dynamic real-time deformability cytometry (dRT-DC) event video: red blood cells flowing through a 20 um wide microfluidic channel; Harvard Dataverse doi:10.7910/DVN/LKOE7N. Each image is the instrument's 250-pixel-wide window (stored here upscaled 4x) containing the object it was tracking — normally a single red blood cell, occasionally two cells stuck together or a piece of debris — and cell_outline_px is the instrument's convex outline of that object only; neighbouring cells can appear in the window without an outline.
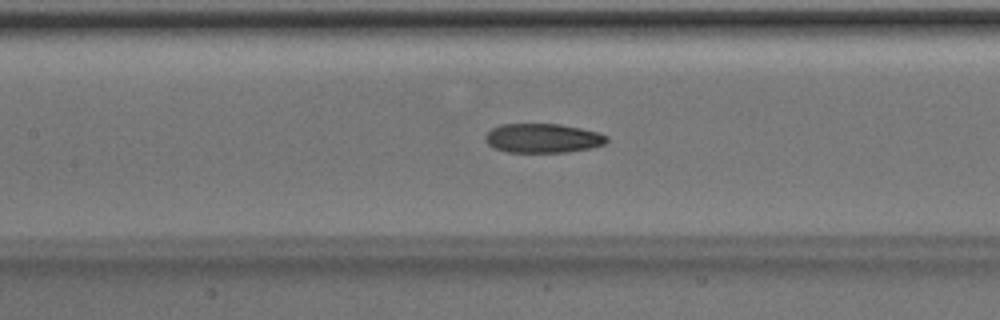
{"species": "Egyptian fruit bat (a non-hibernating species)", "species_latin": "Rousettus aegyptiacus", "temperature_condition": "room temperature", "stored_images_in_passage": 42, "camera_frame_rate_fps": 3000, "um_per_image_px": 0.085, "animal": {"sex": "male"}, "frame": {"image": 1, "passage_image": 22, "time_ms": 7.0, "image_size_px": [1000, 320], "cell_outline_px": [[608, 140], [604, 144], [592, 148], [568, 152], [508, 152], [496, 148], [488, 144], [484, 140], [484, 136], [492, 128], [500, 124], [560, 124], [600, 132], [608, 136]], "centroid_in_image_um": [46.16, 11.74], "position_along_channel_um": 161.2, "area_um2": 20.81}}
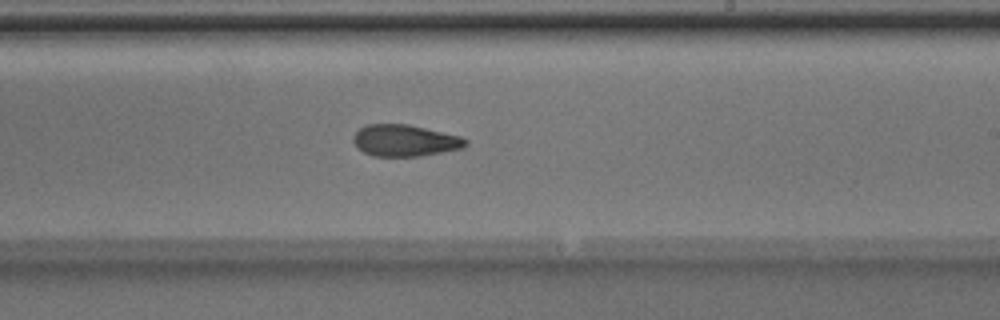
{"frame": {"image": 2, "passage_image": 29, "time_ms": 9.333, "image_size_px": [1000, 320], "cell_outline_px": [[468, 144], [464, 148], [420, 156], [372, 156], [364, 152], [352, 140], [352, 136], [360, 128], [368, 124], [408, 124], [460, 136], [468, 140]], "centroid_in_image_um": [34.43, 11.94], "position_along_channel_um": 254.6, "area_um2": 20.63}}
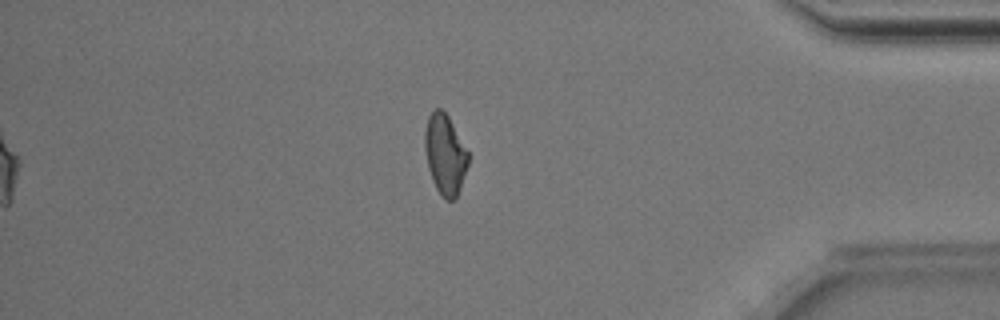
{"frame": {"image": 3, "passage_image": 42, "time_ms": 13.667, "image_size_px": [1000, 320], "cell_outline_px": [[468, 164], [456, 200], [444, 200], [440, 196], [432, 180], [428, 168], [424, 148], [424, 132], [428, 116], [436, 108], [440, 108], [448, 116], [468, 152]], "centroid_in_image_um": [37.81, 13.16], "position_along_channel_um": 397.4, "area_um2": 20.29}, "authors_computed_cell_mechanics": {"area_um2": 21.097, "velocity_mm_per_s": 4.0141, "shape_relaxation_time_tau1_ms": null, "shape_relaxation_time_tau2_ms": 4.1877, "deformation_change_tau1": null, "deformation_change_tau2": 0.1199}}